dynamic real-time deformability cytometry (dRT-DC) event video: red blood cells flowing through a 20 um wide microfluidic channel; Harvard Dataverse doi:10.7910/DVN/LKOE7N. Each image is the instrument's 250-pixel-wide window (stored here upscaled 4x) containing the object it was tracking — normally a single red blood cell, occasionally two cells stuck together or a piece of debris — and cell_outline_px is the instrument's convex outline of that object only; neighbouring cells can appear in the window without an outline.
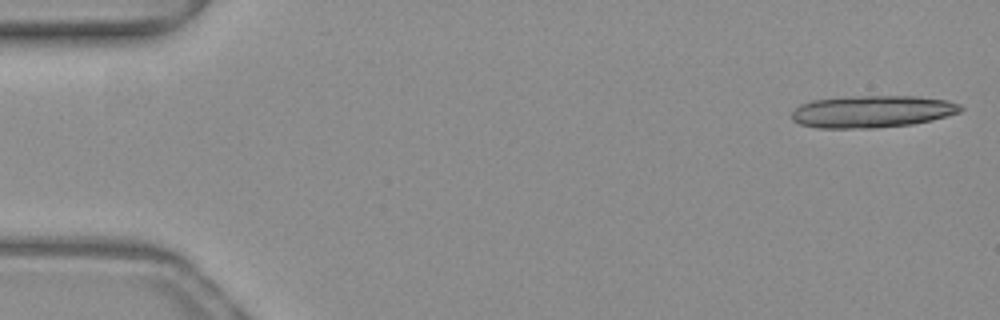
{"species": "common noctule bat (a hibernating species)", "species_latin": "Nyctalus noctula", "temperature_condition": "warm", "stored_images_in_passage": 17, "camera_frame_rate_fps": 3000, "um_per_image_px": 0.085, "animal": {"sex": "female", "body_mass_g": 19.3, "forearm_length_mm": 54.1}, "frame": {"image": 1, "passage_image": 1, "time_ms": 0.0, "image_size_px": [1000, 320], "cell_outline_px": [[964, 108], [960, 112], [932, 120], [912, 124], [876, 128], [816, 128], [800, 124], [792, 120], [792, 112], [800, 104], [812, 100], [852, 96], [916, 96], [948, 100], [960, 104]], "centroid_in_image_um": [74.14, 9.48], "position_along_channel_um": 10.9, "area_um2": 31.79}}